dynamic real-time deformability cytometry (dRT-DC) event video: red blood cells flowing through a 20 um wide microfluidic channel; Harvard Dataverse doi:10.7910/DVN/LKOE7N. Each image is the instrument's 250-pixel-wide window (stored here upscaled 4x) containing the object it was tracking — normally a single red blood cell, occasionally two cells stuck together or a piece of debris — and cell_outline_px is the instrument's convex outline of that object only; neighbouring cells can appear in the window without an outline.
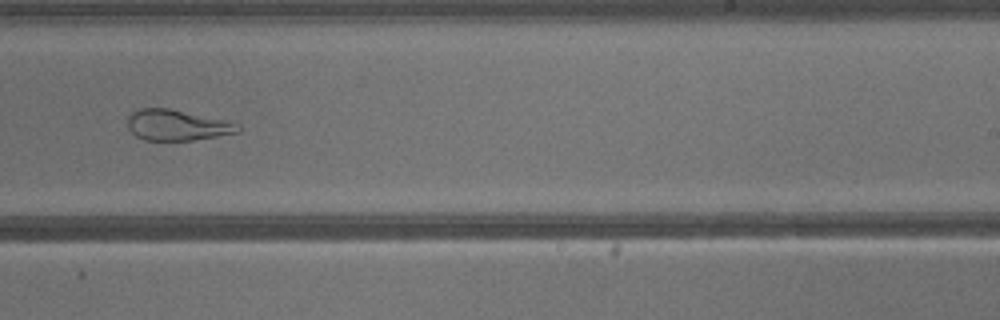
{"species": "common noctule bat (a hibernating species)", "species_latin": "Nyctalus noctula", "temperature_condition": "warm", "stored_images_in_passage": 41, "camera_frame_rate_fps": 3000, "um_per_image_px": 0.085, "animal": {"sex": "male", "body_mass_g": 13.3}, "frame": {"image": 1, "passage_image": 26, "time_ms": 8.333, "image_size_px": [1000, 320], "cell_outline_px": [[240, 128], [236, 132], [216, 136], [192, 140], [144, 140], [136, 136], [128, 128], [128, 116], [132, 112], [140, 108], [168, 108], [224, 120]], "centroid_in_image_um": [14.94, 10.63], "position_along_channel_um": 274.1, "area_um2": 19.25}}
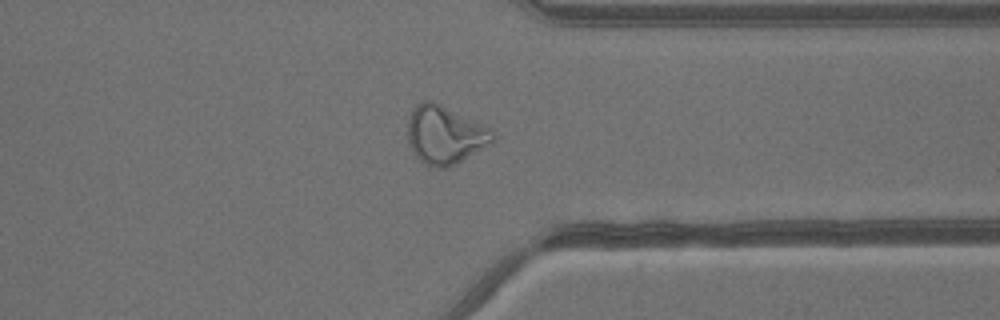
{"frame": {"image": 2, "passage_image": 32, "time_ms": 10.333, "image_size_px": [1000, 320], "cell_outline_px": [[496, 140], [492, 144], [456, 164], [448, 168], [436, 168], [424, 164], [416, 156], [408, 144], [408, 116], [412, 108], [416, 104], [424, 100], [432, 100], [492, 128], [496, 136]], "centroid_in_image_um": [37.84, 11.47], "position_along_channel_um": 373.6, "area_um2": 29.42}}
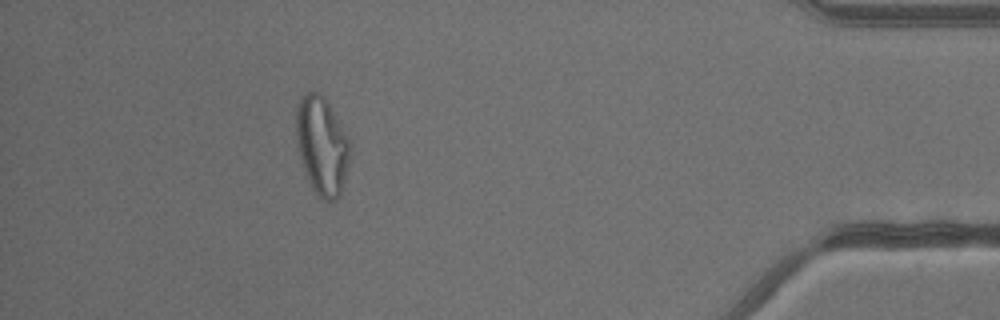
{"frame": {"image": 3, "passage_image": 37, "time_ms": 12.0, "image_size_px": [1000, 320], "cell_outline_px": [[352, 148], [340, 196], [336, 200], [328, 204], [312, 188], [308, 180], [296, 148], [296, 112], [300, 96], [308, 92], [320, 92], [324, 96], [348, 136]], "centroid_in_image_um": [27.36, 12.39], "position_along_channel_um": 407.8, "area_um2": 31.15}}